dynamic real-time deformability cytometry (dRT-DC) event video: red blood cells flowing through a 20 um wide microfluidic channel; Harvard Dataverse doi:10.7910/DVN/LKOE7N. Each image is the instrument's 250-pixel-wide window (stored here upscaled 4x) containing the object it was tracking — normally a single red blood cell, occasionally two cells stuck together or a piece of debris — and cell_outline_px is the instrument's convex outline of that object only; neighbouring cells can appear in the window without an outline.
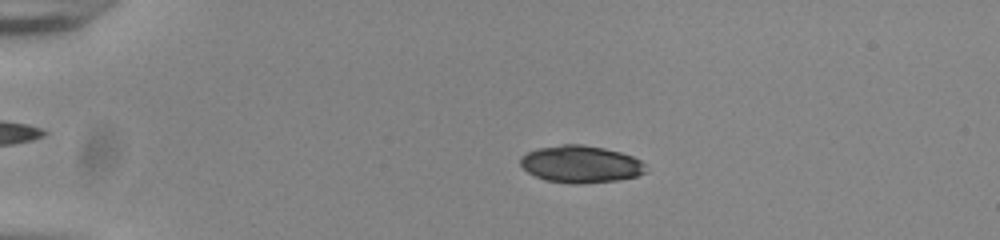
{"species": "common noctule bat (a hibernating species)", "species_latin": "Nyctalus noctula", "temperature_condition": "room temperature", "stored_images_in_passage": 52, "camera_frame_rate_fps": 3000, "um_per_image_px": 0.085, "animal": {"sex": "male", "body_mass_g": 20.0, "forearm_length_mm": 53.3}, "frame": {"image": 1, "passage_image": 10, "time_ms": 3.0, "image_size_px": [1000, 240], "cell_outline_px": [[648, 172], [636, 176], [616, 180], [580, 184], [572, 184], [544, 180], [528, 172], [520, 164], [520, 156], [536, 148], [564, 144], [580, 144], [604, 148], [620, 152], [632, 156], [640, 160], [644, 164]], "centroid_in_image_um": [49.35, 13.95], "position_along_channel_um": 35.6, "area_um2": 27.22}}